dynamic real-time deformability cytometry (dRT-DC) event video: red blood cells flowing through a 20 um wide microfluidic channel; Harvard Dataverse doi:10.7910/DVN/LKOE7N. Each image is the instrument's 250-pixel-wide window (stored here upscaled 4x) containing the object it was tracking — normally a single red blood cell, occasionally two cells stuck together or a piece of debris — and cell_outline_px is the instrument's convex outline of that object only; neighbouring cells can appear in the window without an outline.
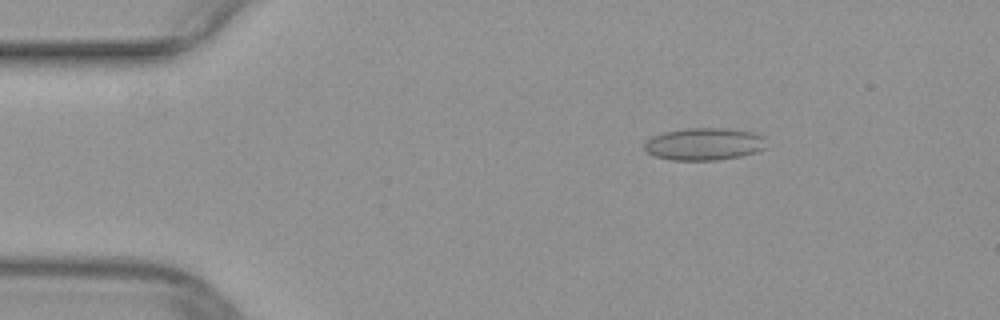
{"species": "common noctule bat (a hibernating species)", "species_latin": "Nyctalus noctula", "temperature_condition": "warm", "stored_images_in_passage": 45, "camera_frame_rate_fps": 3000, "um_per_image_px": 0.085, "animal": {"sex": "female", "body_mass_g": 29.2, "forearm_length_mm": 56.3}, "frame": {"image": 1, "passage_image": 3, "time_ms": 0.667, "image_size_px": [1000, 320], "cell_outline_px": [[764, 148], [756, 152], [740, 156], [716, 160], [672, 160], [652, 156], [644, 148], [644, 140], [652, 136], [664, 132], [688, 128], [724, 128], [756, 132], [764, 136]], "centroid_in_image_um": [59.82, 12.24], "position_along_channel_um": 25.2, "area_um2": 23.12}}
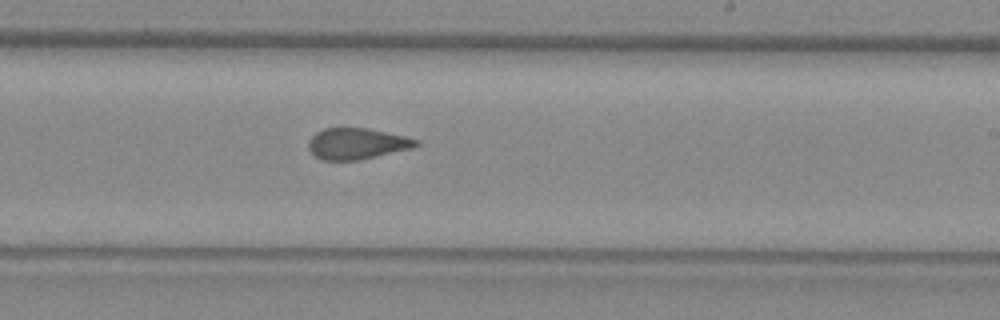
{"frame": {"image": 2, "passage_image": 25, "time_ms": 8.0, "image_size_px": [1000, 320], "cell_outline_px": [[420, 144], [412, 148], [360, 160], [324, 160], [316, 156], [308, 148], [308, 140], [316, 132], [324, 128], [364, 128], [404, 136], [420, 140]], "centroid_in_image_um": [30.33, 12.21], "position_along_channel_um": 258.7, "area_um2": 19.36}}
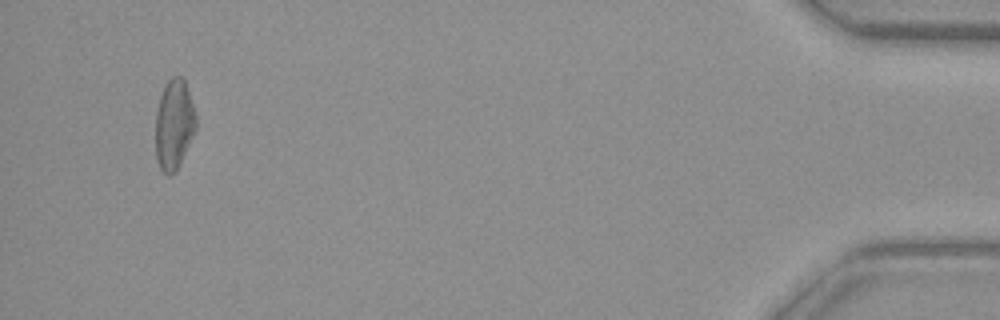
{"frame": {"image": 3, "passage_image": 43, "time_ms": 14.0, "image_size_px": [1000, 320], "cell_outline_px": [[196, 128], [180, 164], [176, 172], [168, 176], [160, 168], [156, 160], [156, 112], [160, 96], [168, 80], [172, 76], [180, 76], [184, 80], [196, 116]], "centroid_in_image_um": [14.78, 10.62], "position_along_channel_um": 420.4, "area_um2": 20.98}}